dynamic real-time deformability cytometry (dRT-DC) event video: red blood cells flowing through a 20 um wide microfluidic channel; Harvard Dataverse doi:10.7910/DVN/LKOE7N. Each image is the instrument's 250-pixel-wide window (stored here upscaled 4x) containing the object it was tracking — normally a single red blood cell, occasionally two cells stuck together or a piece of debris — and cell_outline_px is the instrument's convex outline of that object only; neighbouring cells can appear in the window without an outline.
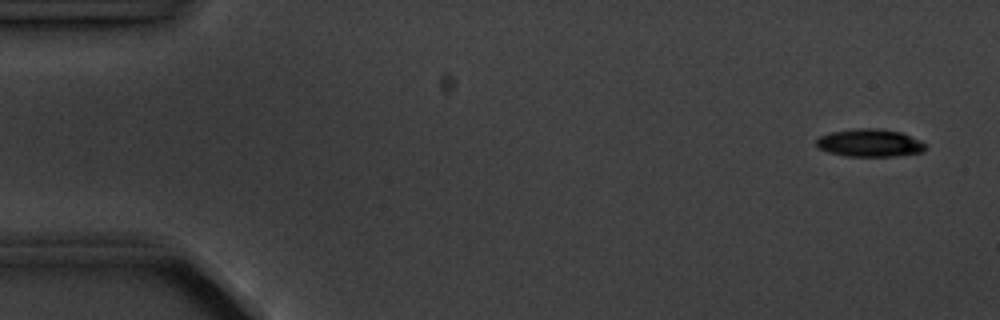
{"species": "common noctule bat (a hibernating species)", "species_latin": "Nyctalus noctula", "temperature_condition": "cold", "stored_images_in_passage": 4, "camera_frame_rate_fps": 3000, "um_per_image_px": 0.085, "animal": {"sex": "male", "body_mass_g": 20.1, "forearm_length_mm": 53.5}, "frame": {"image": 1, "passage_image": 1, "time_ms": 0.0, "image_size_px": [1000, 320], "cell_outline_px": [[924, 152], [896, 156], [844, 156], [828, 152], [816, 148], [816, 140], [820, 136], [832, 132], [860, 128], [880, 128], [900, 132], [924, 144]], "centroid_in_image_um": [73.86, 12.16], "position_along_channel_um": 11.1, "area_um2": 17.46}}
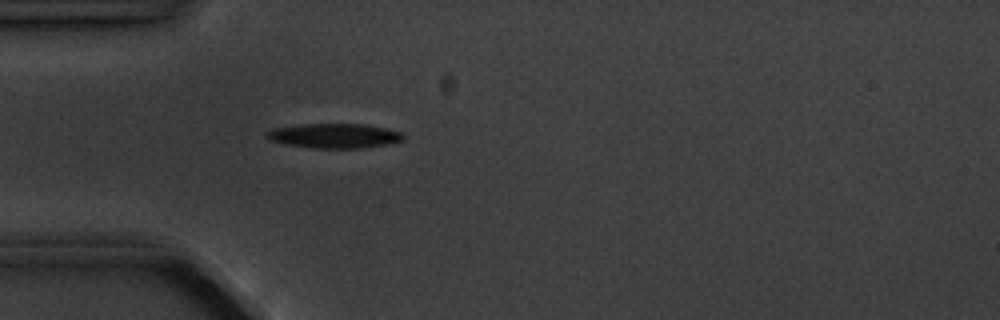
{"frame": {"image": 2, "passage_image": 4, "time_ms": 4.333, "image_size_px": [1000, 320], "cell_outline_px": [[404, 140], [388, 144], [360, 148], [312, 148], [288, 144], [268, 140], [264, 136], [264, 132], [272, 128], [300, 124], [364, 124], [384, 128], [400, 132], [404, 136]], "centroid_in_image_um": [28.36, 11.54], "position_along_channel_um": 56.6, "area_um2": 19.65}}